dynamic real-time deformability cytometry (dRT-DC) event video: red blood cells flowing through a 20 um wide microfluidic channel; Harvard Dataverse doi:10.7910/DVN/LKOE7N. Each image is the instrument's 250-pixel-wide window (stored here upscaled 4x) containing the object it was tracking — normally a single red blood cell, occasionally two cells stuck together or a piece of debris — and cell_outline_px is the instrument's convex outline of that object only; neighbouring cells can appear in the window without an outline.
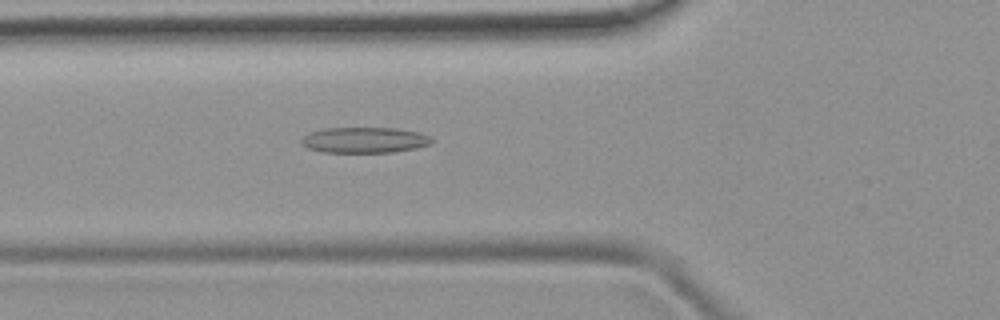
{"species": "common noctule bat (a hibernating species)", "species_latin": "Nyctalus noctula", "temperature_condition": "room temperature", "stored_images_in_passage": 52, "camera_frame_rate_fps": 3000, "um_per_image_px": 0.085, "animal": {"sex": "female", "body_mass_g": 19.9}, "frame": {"image": 1, "passage_image": 19, "time_ms": 6.0, "image_size_px": [1000, 320], "cell_outline_px": [[432, 144], [416, 148], [392, 152], [324, 152], [308, 148], [300, 140], [308, 132], [324, 128], [396, 128], [420, 132], [428, 136], [432, 140]], "centroid_in_image_um": [30.99, 11.9], "position_along_channel_um": 94.8, "area_um2": 19.48}}
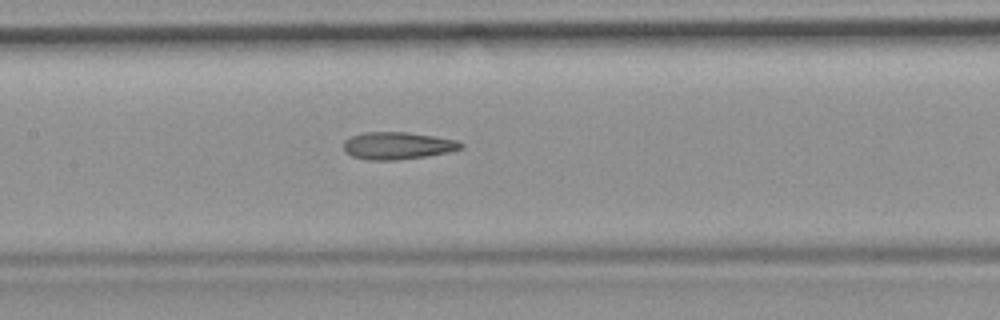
{"frame": {"image": 2, "passage_image": 25, "time_ms": 8.0, "image_size_px": [1000, 320], "cell_outline_px": [[464, 148], [448, 152], [424, 156], [396, 160], [368, 160], [352, 156], [344, 148], [344, 140], [352, 136], [364, 132], [408, 132], [456, 140], [464, 144]], "centroid_in_image_um": [33.8, 12.38], "position_along_channel_um": 173.6, "area_um2": 18.5}}
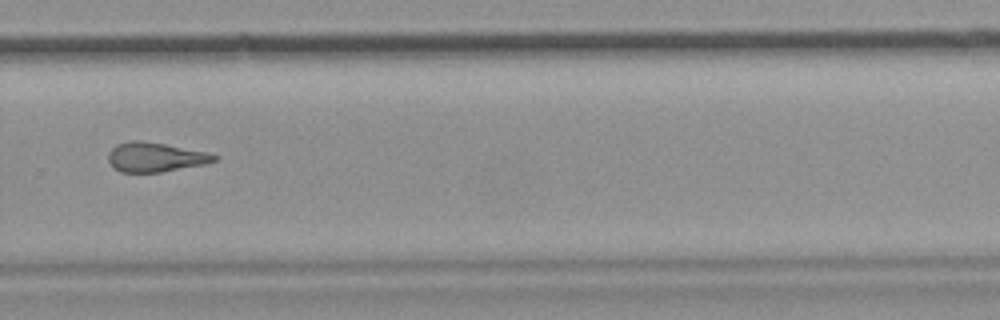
{"frame": {"image": 3, "passage_image": 36, "time_ms": 11.667, "image_size_px": [1000, 320], "cell_outline_px": [[216, 160], [204, 164], [160, 172], [120, 172], [108, 160], [108, 152], [116, 144], [132, 140], [140, 140], [164, 144], [208, 152], [216, 156]], "centroid_in_image_um": [13.17, 13.35], "position_along_channel_um": 316.6, "area_um2": 17.92}, "authors_computed_cell_mechanics": {"area_um2": 19.1896, "velocity_mm_per_s": 3.917, "shape_relaxation_time_tau1_ms": null, "shape_relaxation_time_tau2_ms": 3.1895, "deformation_change_tau1": null, "deformation_change_tau2": 0.1443}}